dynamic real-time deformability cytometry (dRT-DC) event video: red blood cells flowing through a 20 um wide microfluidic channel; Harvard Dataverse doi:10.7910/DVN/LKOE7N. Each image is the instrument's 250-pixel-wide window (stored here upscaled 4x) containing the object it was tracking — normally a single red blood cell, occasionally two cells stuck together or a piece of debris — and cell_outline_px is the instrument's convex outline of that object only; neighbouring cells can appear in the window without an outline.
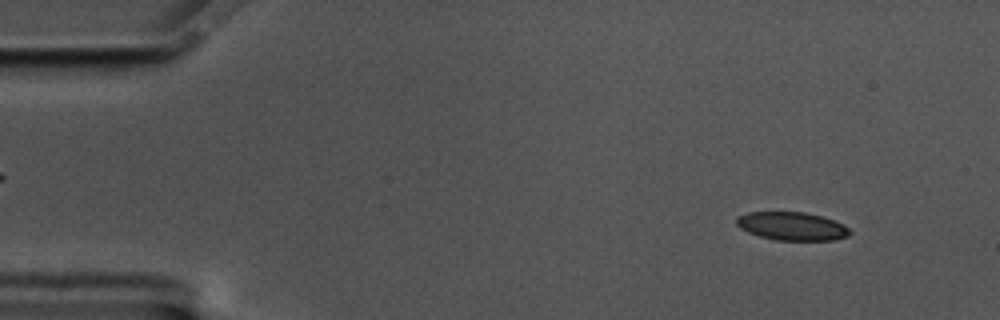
{"species": "common noctule bat (a hibernating species)", "species_latin": "Nyctalus noctula", "temperature_condition": "cold", "stored_images_in_passage": 57, "camera_frame_rate_fps": 3000, "um_per_image_px": 0.085, "animal": {"sex": "male", "body_mass_g": 17.5, "forearm_length_mm": 52.3}, "frame": {"image": 1, "passage_image": 5, "time_ms": 1.333, "image_size_px": [1000, 320], "cell_outline_px": [[852, 232], [848, 236], [836, 240], [776, 240], [760, 236], [748, 232], [740, 228], [736, 224], [736, 216], [748, 212], [804, 212], [820, 216], [832, 220], [848, 228]], "centroid_in_image_um": [67.28, 19.23], "position_along_channel_um": 17.7, "area_um2": 18.55}}
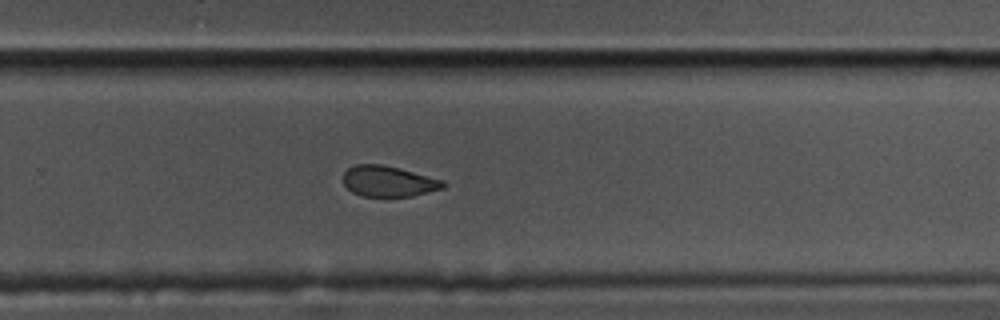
{"frame": {"image": 2, "passage_image": 37, "time_ms": 12.0, "image_size_px": [1000, 320], "cell_outline_px": [[448, 184], [444, 188], [412, 196], [360, 196], [352, 192], [344, 184], [344, 172], [348, 168], [356, 164], [384, 164], [400, 168], [444, 180]], "centroid_in_image_um": [33.05, 15.4], "position_along_channel_um": 296.8, "area_um2": 18.03}}
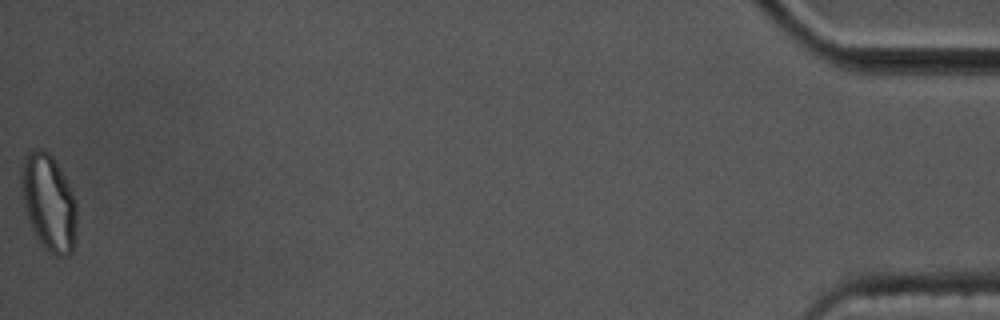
{"frame": {"image": 3, "passage_image": 57, "time_ms": 18.667, "image_size_px": [1000, 320], "cell_outline_px": [[76, 244], [72, 252], [68, 256], [56, 256], [48, 252], [44, 248], [32, 228], [24, 208], [20, 188], [20, 176], [24, 156], [32, 148], [40, 148], [48, 152], [52, 156], [60, 168], [76, 200]], "centroid_in_image_um": [4.14, 17.21], "position_along_channel_um": 431.1, "area_um2": 31.67}, "authors_computed_cell_mechanics": {"area_um2": 19.5942, "velocity_mm_per_s": 3.4873, "shape_relaxation_time_tau1_ms": null, "shape_relaxation_time_tau2_ms": 2.7646, "deformation_change_tau1": null, "deformation_change_tau2": 0.0726}}